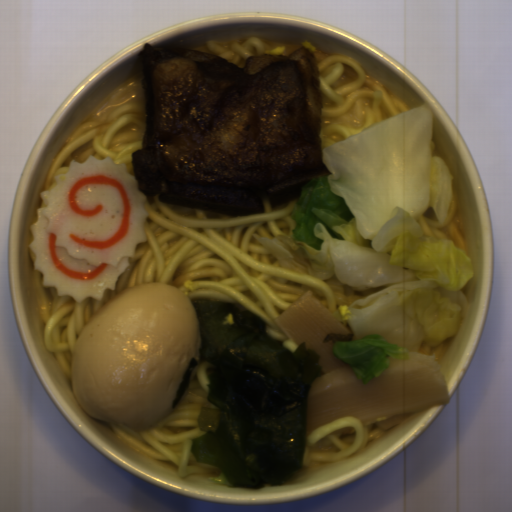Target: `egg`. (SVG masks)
<instances>
[{
  "label": "egg",
  "mask_w": 512,
  "mask_h": 512,
  "mask_svg": "<svg viewBox=\"0 0 512 512\" xmlns=\"http://www.w3.org/2000/svg\"><path fill=\"white\" fill-rule=\"evenodd\" d=\"M197 312L174 286L131 285L91 315L73 349V397L98 420L145 431L173 413L191 361L200 363Z\"/></svg>",
  "instance_id": "obj_1"
}]
</instances>
